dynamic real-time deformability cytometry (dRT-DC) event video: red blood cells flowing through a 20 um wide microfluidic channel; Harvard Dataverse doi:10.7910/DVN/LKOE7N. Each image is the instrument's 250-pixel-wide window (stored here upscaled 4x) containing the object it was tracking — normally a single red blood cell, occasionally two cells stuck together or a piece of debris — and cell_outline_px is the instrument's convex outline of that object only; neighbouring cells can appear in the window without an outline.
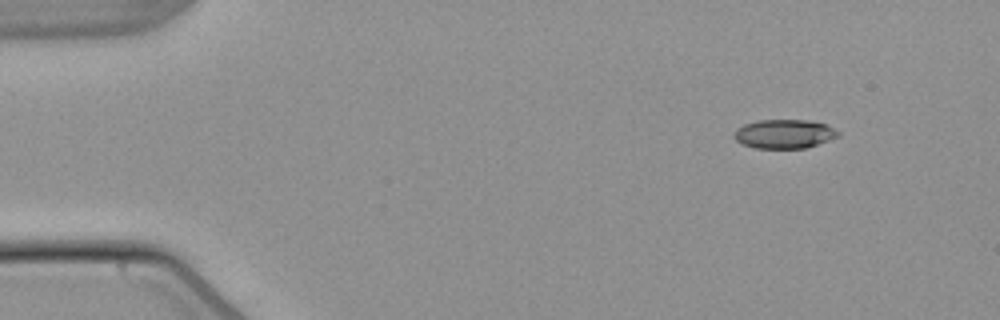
{"species": "common noctule bat (a hibernating species)", "species_latin": "Nyctalus noctula", "temperature_condition": "warm", "stored_images_in_passage": 49, "camera_frame_rate_fps": 3000, "um_per_image_px": 0.085, "animal": {"sex": "male", "body_mass_g": 21.5, "forearm_length_mm": 52.0}, "frame": {"image": 1, "passage_image": 1, "time_ms": 0.0, "image_size_px": [1000, 320], "cell_outline_px": [[840, 136], [804, 148], [756, 148], [744, 144], [736, 140], [732, 136], [736, 128], [744, 124], [760, 120], [808, 120], [828, 124], [840, 132]], "centroid_in_image_um": [66.67, 11.37], "position_along_channel_um": 18.3, "area_um2": 17.57}}
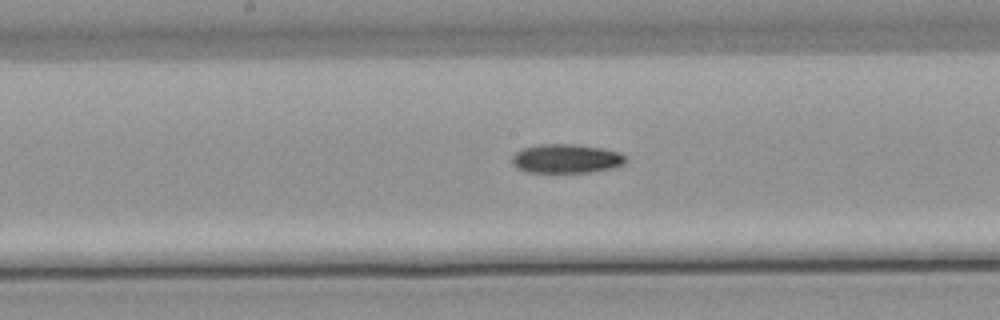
{"frame": {"image": 2, "passage_image": 23, "time_ms": 7.333, "image_size_px": [1000, 320], "cell_outline_px": [[628, 160], [624, 164], [612, 168], [588, 172], [528, 172], [516, 168], [512, 164], [512, 156], [516, 152], [524, 148], [536, 144], [572, 144], [604, 148], [620, 152], [628, 156]], "centroid_in_image_um": [48.16, 13.48], "position_along_channel_um": 200.0, "area_um2": 19.42}}
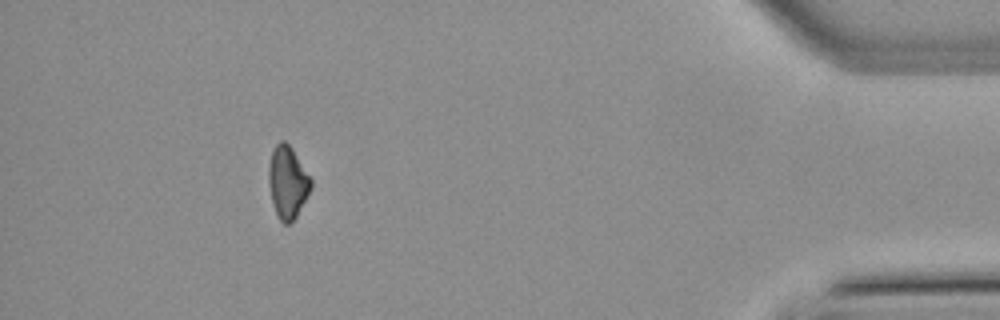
{"frame": {"image": 3, "passage_image": 44, "time_ms": 14.333, "image_size_px": [1000, 320], "cell_outline_px": [[312, 188], [296, 216], [288, 224], [284, 224], [280, 220], [272, 204], [268, 184], [268, 168], [272, 152], [276, 144], [280, 140], [284, 140], [292, 148], [312, 180]], "centroid_in_image_um": [24.43, 15.48], "position_along_channel_um": 410.8, "area_um2": 17.74}}